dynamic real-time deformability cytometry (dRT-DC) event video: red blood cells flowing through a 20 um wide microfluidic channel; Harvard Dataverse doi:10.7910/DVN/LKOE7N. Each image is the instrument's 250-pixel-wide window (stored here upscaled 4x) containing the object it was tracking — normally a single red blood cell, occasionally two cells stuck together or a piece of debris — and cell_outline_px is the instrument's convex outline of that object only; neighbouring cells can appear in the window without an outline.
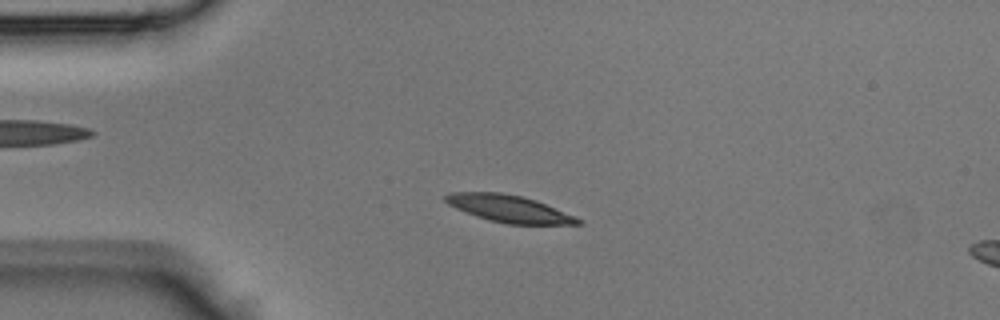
{"species": "Egyptian fruit bat (a non-hibernating species)", "species_latin": "Rousettus aegyptiacus", "temperature_condition": "room temperature", "stored_images_in_passage": 35, "camera_frame_rate_fps": 3000, "um_per_image_px": 0.085, "animal": {"sex": "male"}, "frame": {"image": 1, "passage_image": 1, "time_ms": 0.0, "image_size_px": [1000, 320], "cell_outline_px": [[584, 224], [508, 224], [488, 220], [476, 216], [456, 208], [448, 204], [444, 200], [444, 196], [452, 192], [500, 192], [520, 196], [536, 200], [576, 216], [584, 220]], "centroid_in_image_um": [43.3, 17.74], "position_along_channel_um": 41.7, "area_um2": 20.92}}
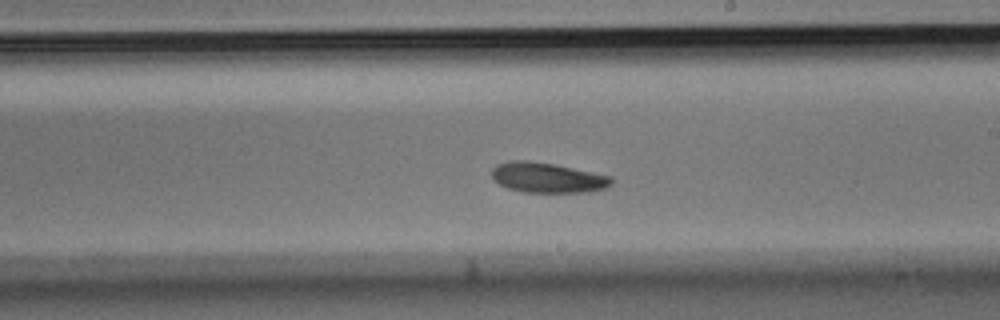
{"frame": {"image": 2, "passage_image": 16, "time_ms": 5.0, "image_size_px": [1000, 320], "cell_outline_px": [[612, 184], [604, 188], [588, 192], [524, 192], [508, 188], [500, 184], [492, 176], [492, 168], [496, 164], [508, 160], [528, 160], [552, 164], [612, 176]], "centroid_in_image_um": [46.51, 15.09], "position_along_channel_um": 242.5, "area_um2": 20.87}}
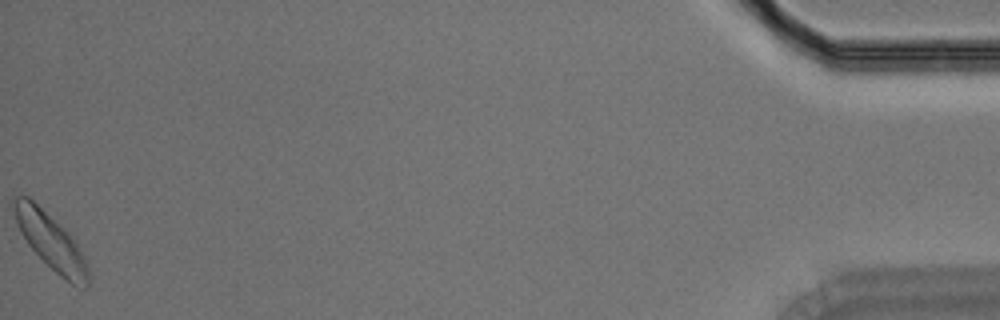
{"frame": {"image": 3, "passage_image": 35, "time_ms": 11.333, "image_size_px": [1000, 320], "cell_outline_px": [[88, 284], [84, 288], [72, 284], [60, 276], [28, 244], [20, 232], [12, 208], [12, 204], [16, 196], [28, 196], [68, 232], [72, 236], [84, 256], [88, 268]], "centroid_in_image_um": [4.31, 20.51], "position_along_channel_um": 430.9, "area_um2": 23.64}}